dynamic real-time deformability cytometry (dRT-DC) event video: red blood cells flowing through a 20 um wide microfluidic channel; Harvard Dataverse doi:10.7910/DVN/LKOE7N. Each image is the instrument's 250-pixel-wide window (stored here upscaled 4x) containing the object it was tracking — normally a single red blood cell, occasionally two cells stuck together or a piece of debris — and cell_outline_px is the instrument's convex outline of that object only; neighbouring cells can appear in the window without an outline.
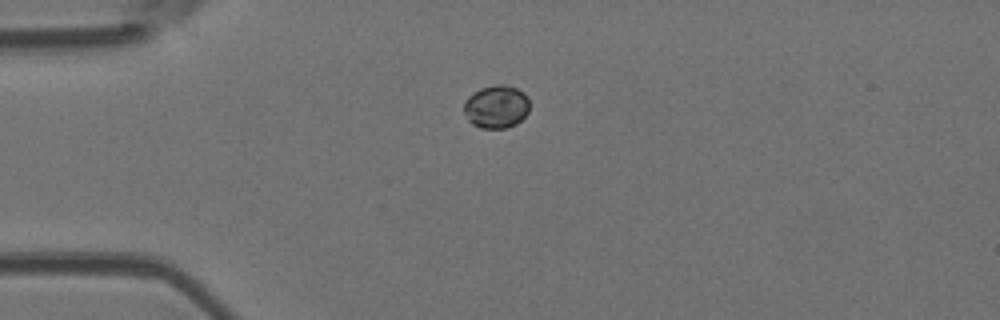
{"species": "Egyptian fruit bat (a non-hibernating species)", "species_latin": "Rousettus aegyptiacus", "temperature_condition": "room temperature", "stored_images_in_passage": 37, "camera_frame_rate_fps": 3000, "um_per_image_px": 0.085, "animal": {"sex": "female"}, "frame": {"image": 1, "passage_image": 1, "time_ms": 0.0, "image_size_px": [1000, 320], "cell_outline_px": [[528, 112], [516, 124], [504, 128], [480, 128], [472, 124], [468, 120], [464, 112], [464, 104], [468, 96], [480, 88], [496, 84], [504, 84], [516, 88], [524, 92], [528, 96]], "centroid_in_image_um": [42.18, 9.06], "position_along_channel_um": 42.8, "area_um2": 16.47}}
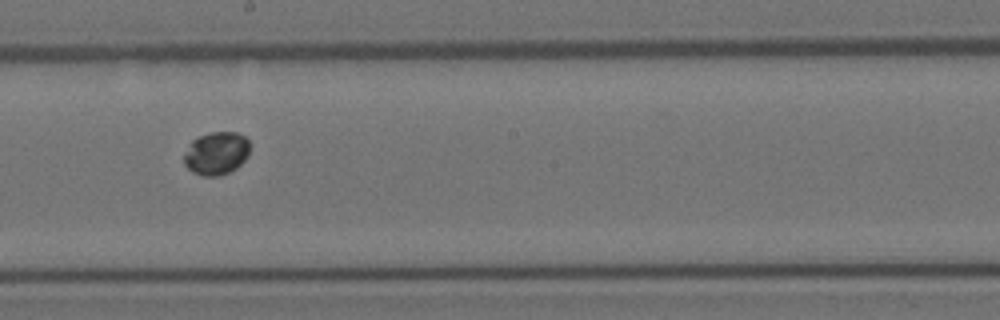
{"frame": {"image": 2, "passage_image": 16, "time_ms": 5.0, "image_size_px": [1000, 320], "cell_outline_px": [[248, 156], [236, 168], [220, 176], [204, 176], [192, 172], [184, 164], [184, 152], [192, 140], [200, 136], [212, 132], [236, 132], [244, 136], [248, 140]], "centroid_in_image_um": [18.37, 13.03], "position_along_channel_um": 229.8, "area_um2": 16.42}}
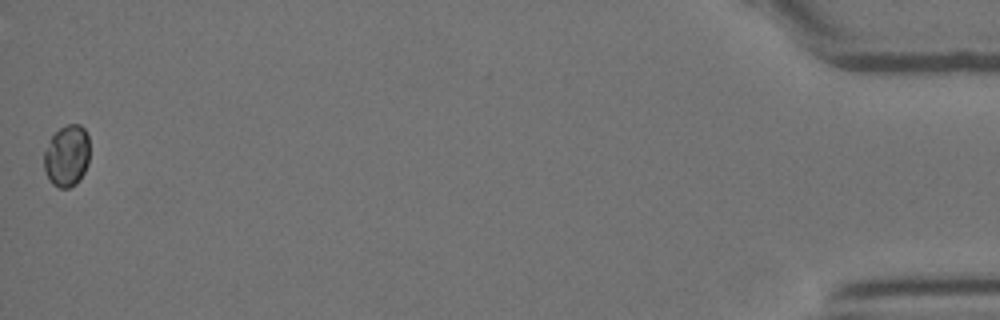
{"frame": {"image": 3, "passage_image": 37, "time_ms": 12.0, "image_size_px": [1000, 320], "cell_outline_px": [[88, 164], [80, 180], [76, 184], [68, 188], [60, 188], [52, 184], [44, 168], [44, 152], [52, 136], [60, 128], [68, 124], [80, 124], [84, 128], [88, 136]], "centroid_in_image_um": [5.69, 13.25], "position_along_channel_um": 429.5, "area_um2": 16.3}}